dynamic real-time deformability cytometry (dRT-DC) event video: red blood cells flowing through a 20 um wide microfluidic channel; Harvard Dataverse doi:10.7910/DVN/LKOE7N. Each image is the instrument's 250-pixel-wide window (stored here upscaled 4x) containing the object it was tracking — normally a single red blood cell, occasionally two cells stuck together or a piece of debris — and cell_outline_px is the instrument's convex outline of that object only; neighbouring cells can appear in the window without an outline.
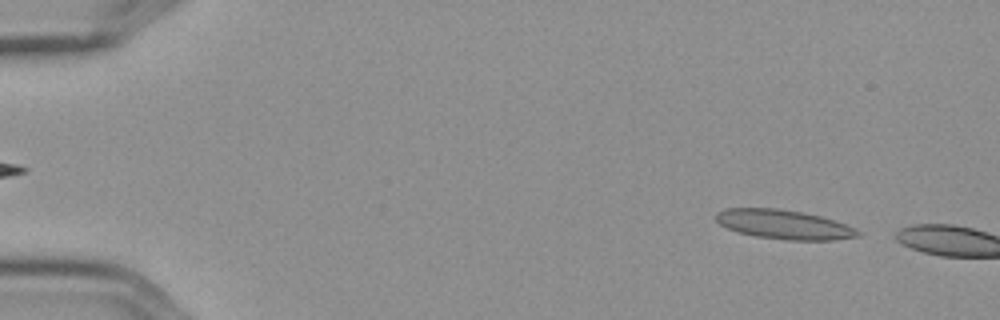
{"species": "Egyptian fruit bat (a non-hibernating species)", "species_latin": "Rousettus aegyptiacus", "temperature_condition": "cold", "stored_images_in_passage": 4, "camera_frame_rate_fps": 3000, "um_per_image_px": 0.085, "frame": {"image": 1, "passage_image": 1, "time_ms": 0.0, "image_size_px": [1000, 320], "cell_outline_px": [[864, 232], [860, 236], [832, 240], [788, 240], [756, 236], [736, 232], [720, 224], [716, 220], [716, 212], [724, 208], [776, 208], [800, 212], [820, 216], [856, 228]], "centroid_in_image_um": [66.63, 19.08], "position_along_channel_um": 18.4, "area_um2": 24.16}}